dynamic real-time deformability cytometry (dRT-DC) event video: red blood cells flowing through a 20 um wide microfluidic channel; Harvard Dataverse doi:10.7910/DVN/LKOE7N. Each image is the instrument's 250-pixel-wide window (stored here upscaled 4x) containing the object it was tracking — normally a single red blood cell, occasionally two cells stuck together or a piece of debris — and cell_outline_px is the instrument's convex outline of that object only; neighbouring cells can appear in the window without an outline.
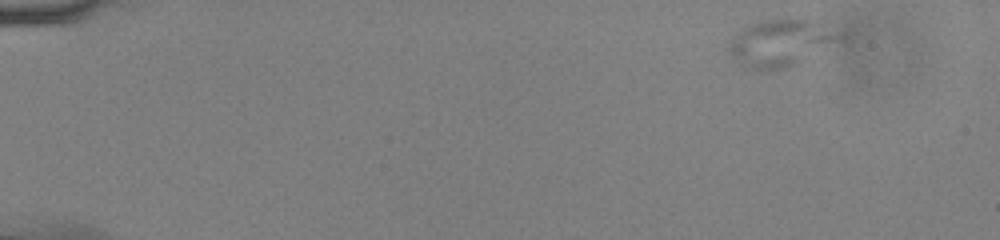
{"species": "common noctule bat (a hibernating species)", "species_latin": "Nyctalus noctula", "temperature_condition": "cold", "stored_images_in_passage": 49, "camera_frame_rate_fps": 3000, "um_per_image_px": 0.085, "animal": {"sex": "male", "body_mass_g": 13.0, "forearm_length_mm": 53.1}, "frame": {"image": 1, "passage_image": 1, "time_ms": 0.0, "image_size_px": [1000, 240], "cell_outline_px": [[852, 40], [848, 44], [796, 64], [784, 68], [764, 72], [752, 68], [744, 64], [732, 56], [728, 52], [728, 48], [732, 40], [744, 28], [752, 24], [764, 20], [804, 20], [844, 24], [852, 32]], "centroid_in_image_um": [66.85, 3.62], "position_along_channel_um": 18.2, "area_um2": 32.6}}
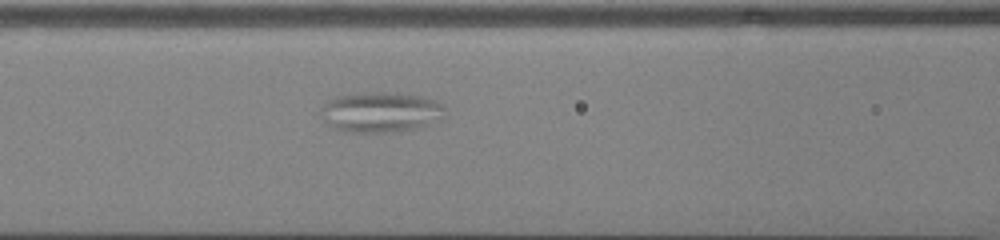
{"frame": {"image": 2, "passage_image": 20, "time_ms": 6.333, "image_size_px": [1000, 240], "cell_outline_px": [[444, 108], [428, 124], [416, 128], [400, 132], [348, 132], [336, 128], [324, 120], [320, 116], [320, 108], [332, 96], [360, 92], [388, 92], [424, 96], [440, 104]], "centroid_in_image_um": [32.23, 9.51], "position_along_channel_um": 134.4, "area_um2": 28.84}}
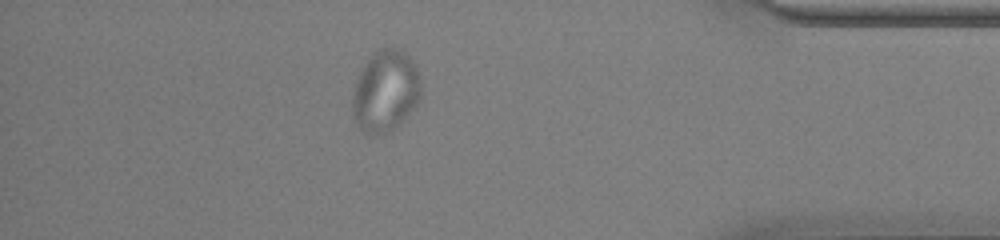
{"frame": {"image": 3, "passage_image": 43, "time_ms": 14.0, "image_size_px": [1000, 240], "cell_outline_px": [[420, 100], [392, 128], [384, 132], [372, 136], [368, 136], [356, 124], [352, 116], [352, 96], [356, 80], [364, 64], [380, 48], [400, 48], [416, 64], [420, 76]], "centroid_in_image_um": [32.74, 7.73], "position_along_channel_um": 402.5, "area_um2": 32.25}}